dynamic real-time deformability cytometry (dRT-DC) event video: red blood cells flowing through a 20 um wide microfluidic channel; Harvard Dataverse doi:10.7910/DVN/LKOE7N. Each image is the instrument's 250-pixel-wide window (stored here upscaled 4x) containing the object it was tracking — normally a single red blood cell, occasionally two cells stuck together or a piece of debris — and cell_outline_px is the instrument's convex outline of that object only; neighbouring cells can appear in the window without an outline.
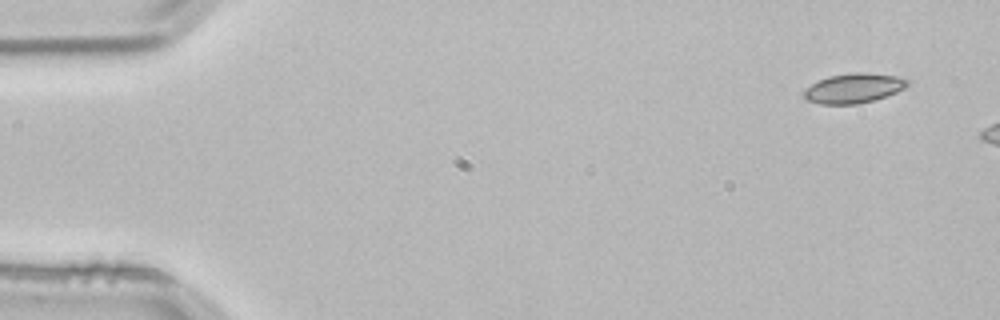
{"species": "common noctule bat (a hibernating species)", "species_latin": "Nyctalus noctula", "temperature_condition": "room temperature", "stored_images_in_passage": 3, "camera_frame_rate_fps": 3000, "um_per_image_px": 0.085, "animal": {"sex": "male", "body_mass_g": 21.5, "forearm_length_mm": 52.0}, "frame": {"image": 1, "passage_image": 1, "time_ms": 0.0, "image_size_px": [1000, 320], "cell_outline_px": [[908, 84], [904, 88], [896, 92], [872, 100], [856, 104], [820, 104], [808, 100], [804, 96], [804, 88], [828, 76], [856, 72], [868, 72], [896, 76], [908, 80]], "centroid_in_image_um": [72.54, 7.49], "position_along_channel_um": 12.5, "area_um2": 17.69}}